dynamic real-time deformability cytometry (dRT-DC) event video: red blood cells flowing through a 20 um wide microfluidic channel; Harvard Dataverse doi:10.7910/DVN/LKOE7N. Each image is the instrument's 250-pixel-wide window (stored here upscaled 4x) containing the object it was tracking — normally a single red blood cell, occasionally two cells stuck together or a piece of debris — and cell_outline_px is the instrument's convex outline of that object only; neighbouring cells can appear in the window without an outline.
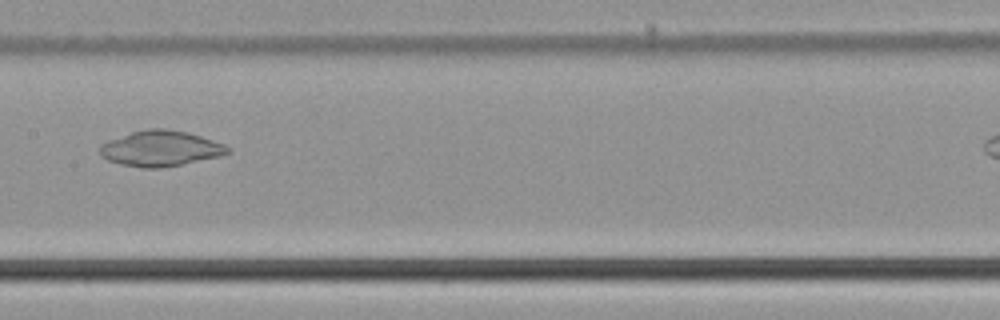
{"species": "common noctule bat (a hibernating species)", "species_latin": "Nyctalus noctula", "temperature_condition": "cold", "stored_images_in_passage": 28, "camera_frame_rate_fps": 3000, "um_per_image_px": 0.085, "animal": {"sex": "male", "body_mass_g": 21.5, "forearm_length_mm": 52.0}, "frame": {"image": 1, "passage_image": 11, "time_ms": 3.333, "image_size_px": [1000, 320], "cell_outline_px": [[232, 152], [220, 156], [160, 168], [144, 168], [120, 164], [108, 160], [100, 156], [100, 144], [108, 140], [132, 132], [148, 128], [168, 128], [188, 132], [224, 144], [232, 148]], "centroid_in_image_um": [13.65, 12.61], "position_along_channel_um": 193.8, "area_um2": 26.53}}
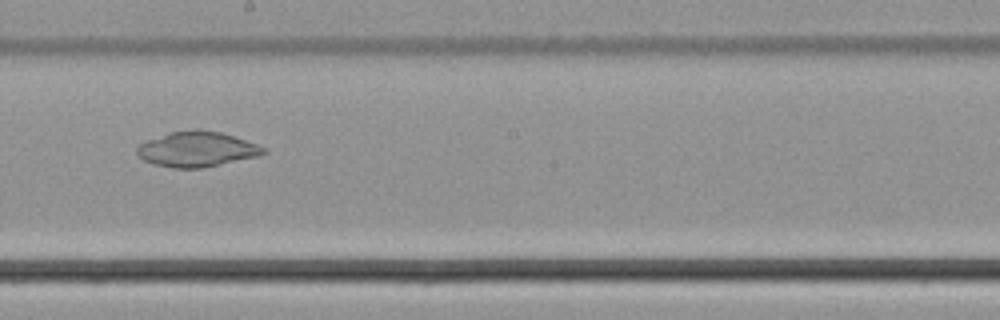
{"frame": {"image": 2, "passage_image": 14, "time_ms": 4.333, "image_size_px": [1000, 320], "cell_outline_px": [[268, 152], [260, 156], [200, 168], [172, 168], [152, 164], [144, 160], [136, 152], [136, 148], [140, 144], [148, 140], [172, 132], [196, 128], [200, 128], [220, 132], [268, 148]], "centroid_in_image_um": [16.76, 12.68], "position_along_channel_um": 231.4, "area_um2": 25.89}}
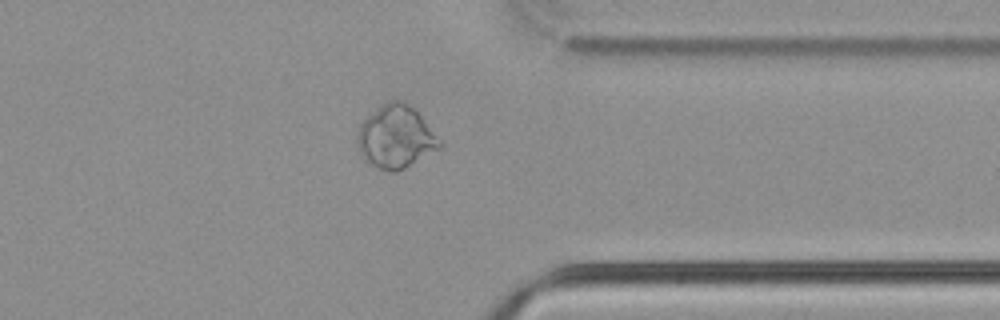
{"frame": {"image": 3, "passage_image": 26, "time_ms": 8.333, "image_size_px": [1000, 320], "cell_outline_px": [[444, 144], [440, 148], [404, 168], [396, 172], [388, 172], [372, 164], [360, 156], [356, 148], [356, 136], [360, 124], [372, 112], [388, 100], [400, 100], [416, 108]], "centroid_in_image_um": [33.64, 11.63], "position_along_channel_um": 377.8, "area_um2": 30.35}}